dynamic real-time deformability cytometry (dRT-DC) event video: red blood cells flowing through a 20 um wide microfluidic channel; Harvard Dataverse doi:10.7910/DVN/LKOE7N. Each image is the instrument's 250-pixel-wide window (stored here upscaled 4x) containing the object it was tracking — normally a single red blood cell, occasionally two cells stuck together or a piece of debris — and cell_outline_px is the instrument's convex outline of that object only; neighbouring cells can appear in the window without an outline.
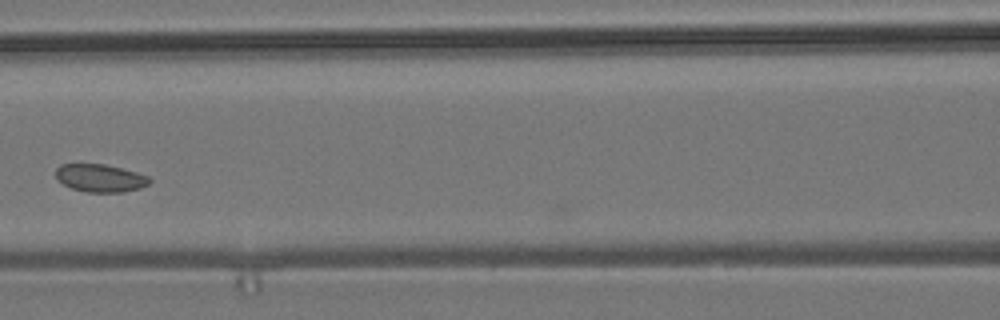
{"species": "common noctule bat (a hibernating species)", "species_latin": "Nyctalus noctula", "temperature_condition": "room temperature", "stored_images_in_passage": 6, "camera_frame_rate_fps": 3000, "um_per_image_px": 0.085, "animal": {"sex": "male", "body_mass_g": 19.2, "forearm_length_mm": 51.8}, "frame": {"image": 1, "passage_image": 6, "time_ms": 1.667, "image_size_px": [1000, 320], "cell_outline_px": [[152, 180], [148, 184], [140, 188], [124, 192], [88, 192], [72, 188], [56, 180], [56, 168], [60, 164], [104, 164], [136, 172], [148, 176]], "centroid_in_image_um": [8.51, 15.13], "position_along_channel_um": 158.1, "area_um2": 15.14}}